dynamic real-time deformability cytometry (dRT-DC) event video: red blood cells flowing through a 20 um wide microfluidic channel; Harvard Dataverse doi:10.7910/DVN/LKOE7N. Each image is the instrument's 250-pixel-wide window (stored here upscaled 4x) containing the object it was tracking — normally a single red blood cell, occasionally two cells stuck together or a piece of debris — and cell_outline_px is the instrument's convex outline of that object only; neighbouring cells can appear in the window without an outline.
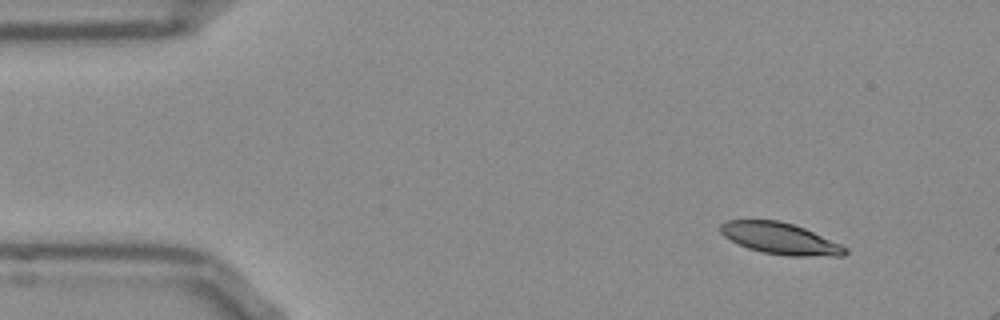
{"species": "Egyptian fruit bat (a non-hibernating species)", "species_latin": "Rousettus aegyptiacus", "temperature_condition": "room temperature", "stored_images_in_passage": 10, "camera_frame_rate_fps": 3000, "um_per_image_px": 0.085, "frame": {"image": 1, "passage_image": 1, "time_ms": 0.0, "image_size_px": [1000, 320], "cell_outline_px": [[848, 252], [844, 256], [788, 256], [764, 252], [748, 248], [724, 236], [720, 232], [720, 224], [728, 220], [780, 220], [804, 228], [840, 244], [848, 248]], "centroid_in_image_um": [66.33, 20.27], "position_along_channel_um": 18.7, "area_um2": 22.66}}